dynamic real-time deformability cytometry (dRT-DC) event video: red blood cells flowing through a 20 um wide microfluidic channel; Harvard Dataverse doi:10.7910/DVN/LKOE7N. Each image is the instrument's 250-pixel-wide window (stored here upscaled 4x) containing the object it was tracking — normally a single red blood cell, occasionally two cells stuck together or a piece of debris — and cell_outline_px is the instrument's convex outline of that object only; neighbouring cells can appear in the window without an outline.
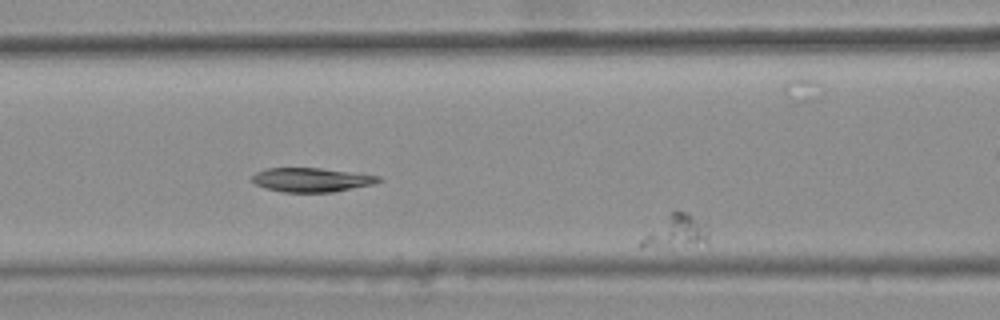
{"species": "common noctule bat (a hibernating species)", "species_latin": "Nyctalus noctula", "temperature_condition": "warm", "stored_images_in_passage": 43, "camera_frame_rate_fps": 3000, "um_per_image_px": 0.085, "animal": {"sex": "female", "body_mass_g": 25.1}, "frame": {"image": 1, "passage_image": 14, "time_ms": 4.333, "image_size_px": [1000, 320], "cell_outline_px": [[708, 240], [644, 248], [640, 248], [640, 240], [644, 236], [676, 208], [688, 212], [704, 224], [708, 232]], "centroid_in_image_um": [57.43, 19.61], "position_along_channel_um": 109.2, "area_um2": 11.79}}
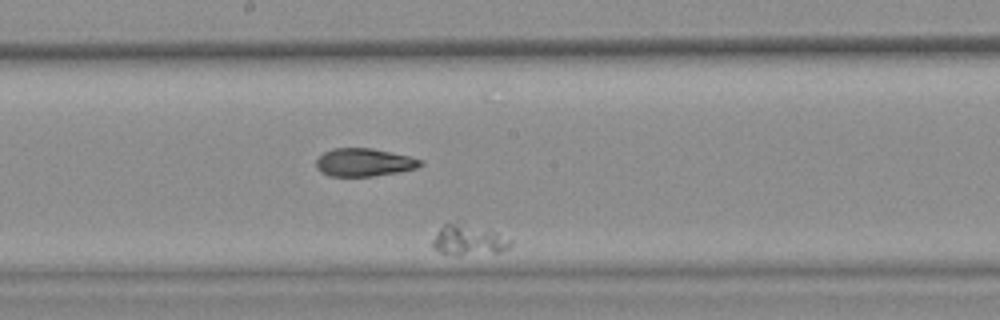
{"frame": {"image": 2, "passage_image": 25, "time_ms": 8.0, "image_size_px": [1000, 320], "cell_outline_px": [[512, 244], [508, 248], [500, 252], [456, 256], [452, 256], [440, 252], [432, 248], [432, 240], [440, 228], [444, 224], [456, 220], [496, 232], [512, 240]], "centroid_in_image_um": [39.8, 20.4], "position_along_channel_um": 208.4, "area_um2": 14.28}}
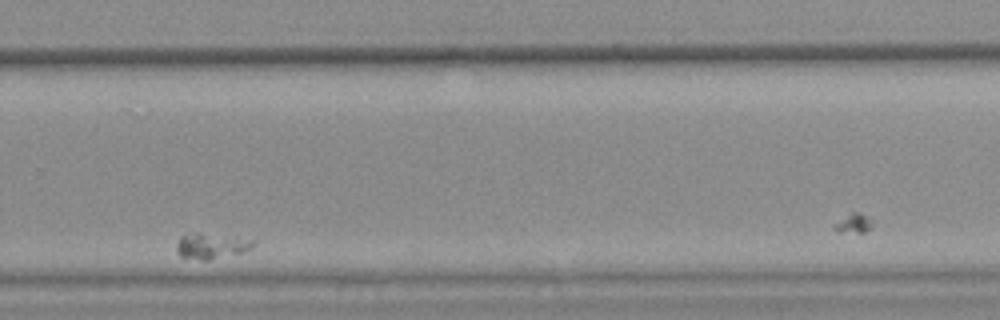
{"frame": {"image": 3, "passage_image": 36, "time_ms": 11.667, "image_size_px": [1000, 320], "cell_outline_px": [[256, 244], [240, 252], [208, 260], [200, 260], [180, 256], [176, 248], [176, 244], [180, 236], [196, 232], [236, 236], [256, 240]], "centroid_in_image_um": [17.95, 20.87], "position_along_channel_um": 311.9, "area_um2": 11.44}}